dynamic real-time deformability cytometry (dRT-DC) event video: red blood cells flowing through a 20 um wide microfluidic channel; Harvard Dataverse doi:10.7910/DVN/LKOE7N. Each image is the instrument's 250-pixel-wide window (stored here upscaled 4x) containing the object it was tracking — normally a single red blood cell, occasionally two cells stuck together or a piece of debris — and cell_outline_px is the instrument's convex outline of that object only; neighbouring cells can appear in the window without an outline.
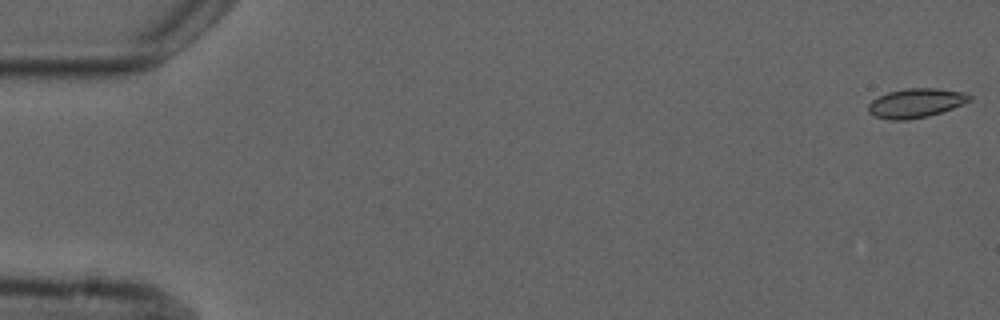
{"species": "common noctule bat (a hibernating species)", "species_latin": "Nyctalus noctula", "temperature_condition": "cold", "stored_images_in_passage": 6, "camera_frame_rate_fps": 3000, "um_per_image_px": 0.085, "animal": {"sex": "male", "forearm_length_mm": 52.5}, "frame": {"image": 1, "passage_image": 1, "time_ms": 0.0, "image_size_px": [1000, 320], "cell_outline_px": [[972, 100], [952, 108], [928, 116], [908, 120], [892, 120], [876, 116], [868, 112], [868, 104], [872, 100], [888, 92], [908, 88], [936, 88], [968, 92], [972, 96]], "centroid_in_image_um": [77.88, 8.75], "position_along_channel_um": 7.1, "area_um2": 17.22}}
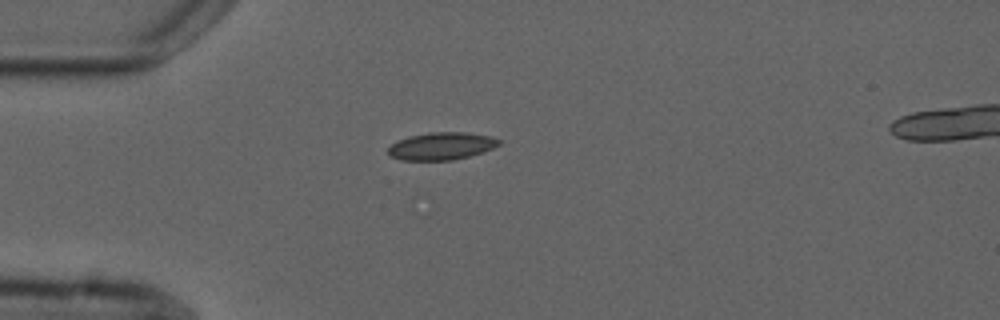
{"frame": {"image": 2, "passage_image": 5, "time_ms": 4.667, "image_size_px": [1000, 320], "cell_outline_px": [[500, 144], [484, 152], [452, 160], [400, 160], [388, 156], [388, 148], [392, 144], [408, 136], [428, 132], [468, 132], [492, 136], [500, 140]], "centroid_in_image_um": [37.52, 12.41], "position_along_channel_um": 47.5, "area_um2": 17.86}}